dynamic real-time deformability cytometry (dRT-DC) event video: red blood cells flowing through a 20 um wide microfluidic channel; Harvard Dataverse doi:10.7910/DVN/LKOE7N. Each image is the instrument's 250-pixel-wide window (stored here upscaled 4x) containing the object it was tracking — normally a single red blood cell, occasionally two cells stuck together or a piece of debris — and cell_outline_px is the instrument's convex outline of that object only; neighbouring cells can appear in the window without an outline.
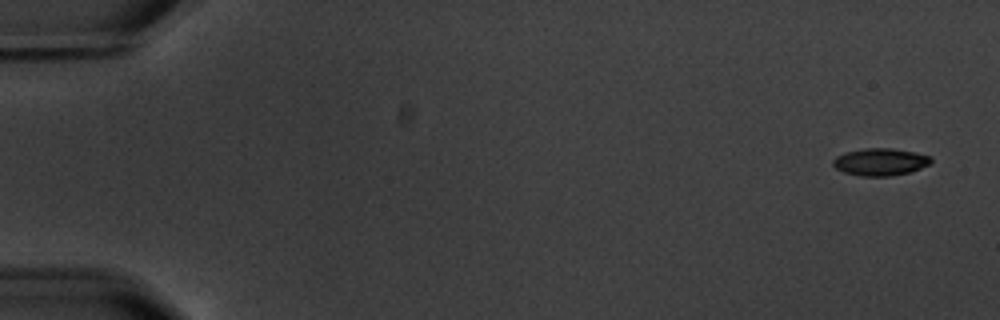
{"species": "common noctule bat (a hibernating species)", "species_latin": "Nyctalus noctula", "temperature_condition": "warm", "stored_images_in_passage": 5, "camera_frame_rate_fps": 3000, "um_per_image_px": 0.085, "animal": {"sex": "male", "body_mass_g": 20.1, "forearm_length_mm": 53.5}, "frame": {"image": 1, "passage_image": 1, "time_ms": 0.0, "image_size_px": [1000, 320], "cell_outline_px": [[932, 160], [928, 164], [920, 168], [908, 172], [892, 176], [860, 176], [844, 172], [836, 168], [832, 164], [832, 160], [836, 156], [844, 152], [864, 148], [892, 148], [916, 152], [932, 156]], "centroid_in_image_um": [74.8, 13.75], "position_along_channel_um": 10.2, "area_um2": 15.66}}
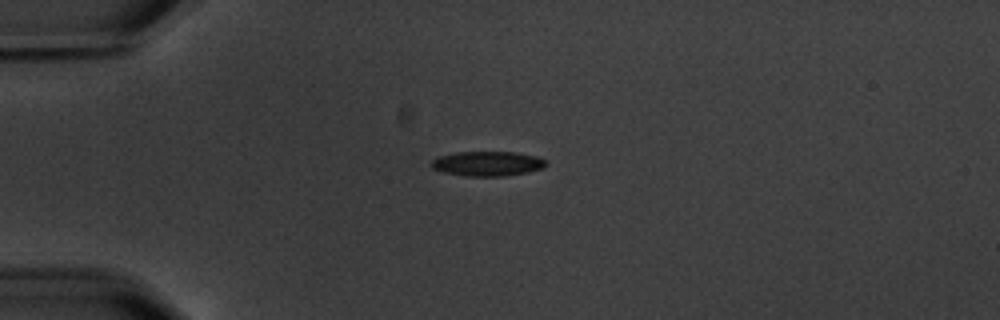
{"frame": {"image": 2, "passage_image": 5, "time_ms": 4.333, "image_size_px": [1000, 320], "cell_outline_px": [[548, 164], [544, 168], [528, 172], [504, 176], [464, 176], [444, 172], [432, 168], [428, 164], [432, 160], [440, 156], [456, 152], [516, 152], [536, 156], [544, 160]], "centroid_in_image_um": [41.43, 13.91], "position_along_channel_um": 43.6, "area_um2": 16.59}}